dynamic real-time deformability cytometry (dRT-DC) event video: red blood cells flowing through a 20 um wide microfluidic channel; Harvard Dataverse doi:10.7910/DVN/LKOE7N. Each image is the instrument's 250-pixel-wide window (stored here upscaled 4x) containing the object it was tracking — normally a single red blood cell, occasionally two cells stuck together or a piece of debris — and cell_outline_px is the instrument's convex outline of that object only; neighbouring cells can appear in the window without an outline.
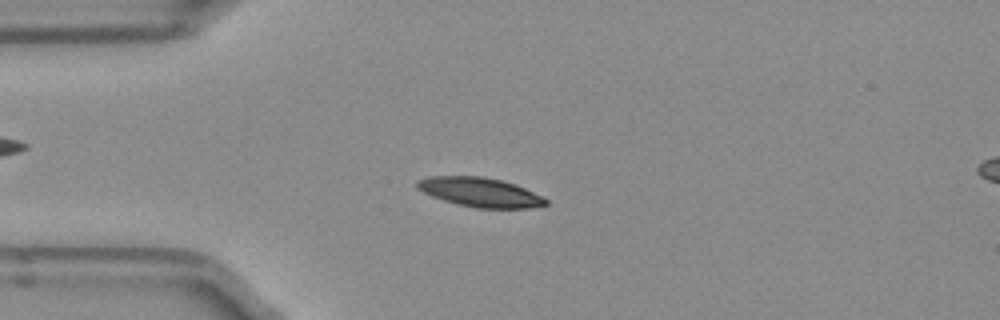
{"species": "Egyptian fruit bat (a non-hibernating species)", "species_latin": "Rousettus aegyptiacus", "temperature_condition": "room temperature", "stored_images_in_passage": 50, "camera_frame_rate_fps": 3000, "um_per_image_px": 0.085, "frame": {"image": 1, "passage_image": 12, "time_ms": 3.667, "image_size_px": [1000, 320], "cell_outline_px": [[548, 204], [528, 208], [476, 208], [456, 204], [432, 196], [416, 188], [416, 180], [432, 176], [484, 176], [516, 184], [544, 196], [548, 200]], "centroid_in_image_um": [40.83, 16.34], "position_along_channel_um": 44.2, "area_um2": 22.08}}
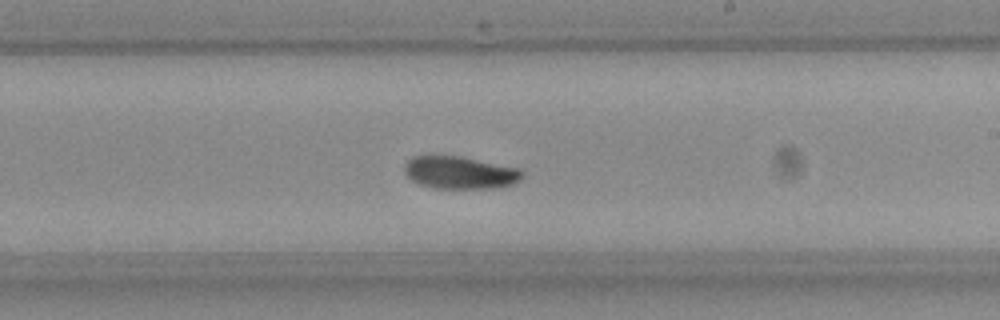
{"frame": {"image": 2, "passage_image": 29, "time_ms": 9.333, "image_size_px": [1000, 320], "cell_outline_px": [[524, 176], [520, 180], [512, 184], [492, 188], [436, 188], [420, 184], [412, 180], [404, 172], [404, 164], [412, 156], [460, 156], [520, 168], [524, 172]], "centroid_in_image_um": [39.11, 14.66], "position_along_channel_um": 249.9, "area_um2": 22.31}}
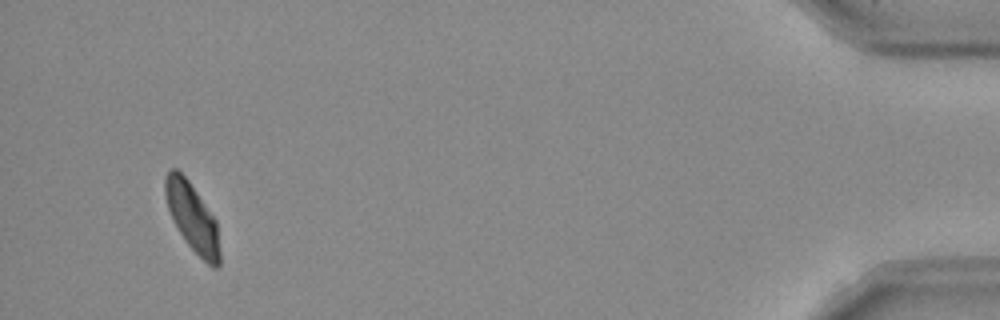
{"frame": {"image": 3, "passage_image": 48, "time_ms": 15.667, "image_size_px": [1000, 320], "cell_outline_px": [[220, 264], [216, 268], [212, 268], [188, 244], [172, 220], [168, 208], [164, 192], [164, 176], [172, 168], [176, 168], [188, 180], [216, 220], [220, 252]], "centroid_in_image_um": [16.34, 18.47], "position_along_channel_um": 418.9, "area_um2": 21.44}, "authors_computed_cell_mechanics": {"area_um2": 22.0218, "velocity_mm_per_s": 3.9252, "shape_relaxation_time_tau1_ms": 3.6553, "shape_relaxation_time_tau2_ms": null, "deformation_change_tau1": 0.1104, "deformation_change_tau2": null}}